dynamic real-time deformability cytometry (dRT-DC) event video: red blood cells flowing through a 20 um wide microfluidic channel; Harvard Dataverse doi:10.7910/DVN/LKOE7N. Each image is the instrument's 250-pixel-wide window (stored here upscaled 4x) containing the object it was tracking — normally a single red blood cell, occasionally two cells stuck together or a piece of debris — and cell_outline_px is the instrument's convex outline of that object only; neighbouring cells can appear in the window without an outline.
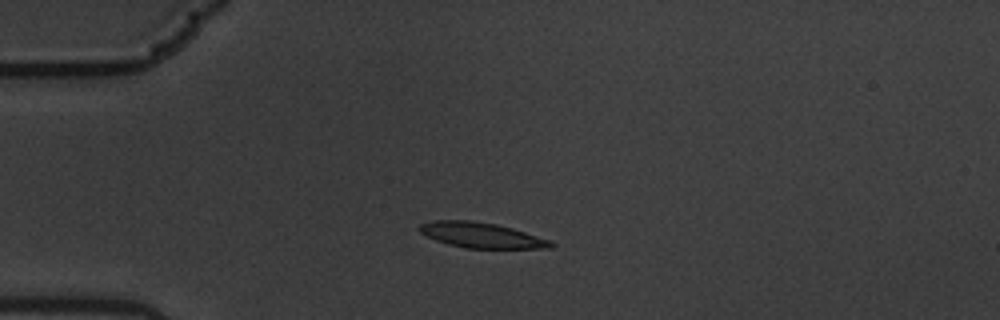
{"species": "common noctule bat (a hibernating species)", "species_latin": "Nyctalus noctula", "temperature_condition": "warm", "stored_images_in_passage": 6, "camera_frame_rate_fps": 3000, "um_per_image_px": 0.085, "animal": {"sex": "male", "body_mass_g": 19.5, "forearm_length_mm": 54.6}, "frame": {"image": 1, "passage_image": 4, "time_ms": 1.0, "image_size_px": [1000, 320], "cell_outline_px": [[556, 244], [552, 248], [464, 248], [448, 244], [436, 240], [420, 232], [416, 228], [420, 224], [432, 220], [472, 220], [496, 224], [512, 228], [552, 240]], "centroid_in_image_um": [40.93, 19.98], "position_along_channel_um": 44.1, "area_um2": 19.54}}
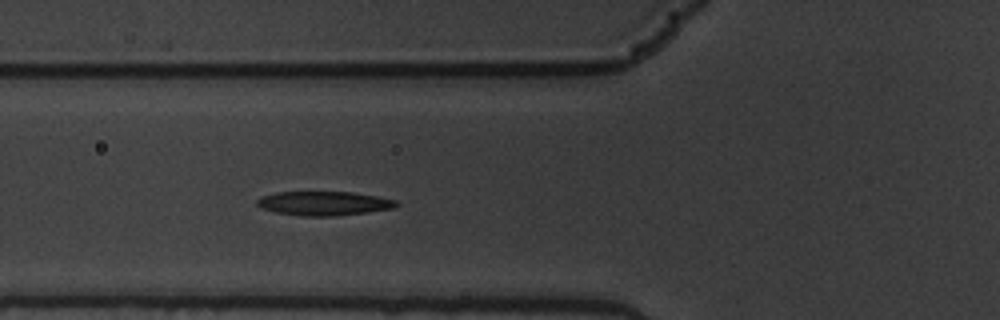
{"frame": {"image": 2, "passage_image": 6, "time_ms": 1.667, "image_size_px": [1000, 320], "cell_outline_px": [[400, 204], [396, 208], [368, 212], [336, 216], [304, 216], [276, 212], [264, 208], [256, 204], [256, 200], [260, 196], [276, 192], [352, 192], [376, 196], [396, 200]], "centroid_in_image_um": [27.56, 17.28], "position_along_channel_um": 98.2, "area_um2": 19.59}}